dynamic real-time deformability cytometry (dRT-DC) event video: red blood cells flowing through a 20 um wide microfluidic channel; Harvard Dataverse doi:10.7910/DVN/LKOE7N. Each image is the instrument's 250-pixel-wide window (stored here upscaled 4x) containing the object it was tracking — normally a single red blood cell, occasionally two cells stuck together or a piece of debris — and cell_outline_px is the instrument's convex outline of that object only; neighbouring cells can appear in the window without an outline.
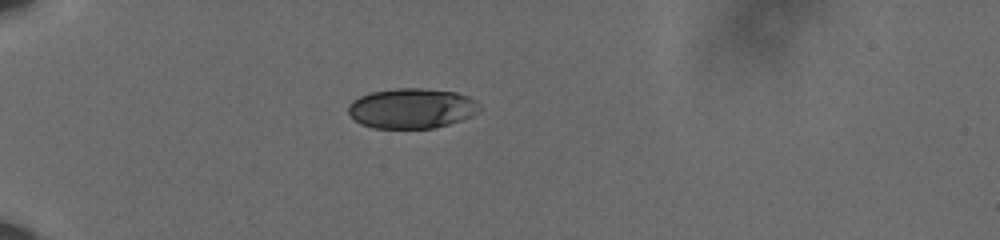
{"species": "human", "species_latin": "Homo sapiens", "temperature_condition": "cold", "stored_images_in_passage": 3, "camera_frame_rate_fps": 3000, "um_per_image_px": 0.085, "donor": {"sex": "male"}, "frame": {"image": 1, "passage_image": 1, "time_ms": 0.0, "image_size_px": [1000, 240], "cell_outline_px": [[480, 108], [472, 116], [448, 124], [432, 128], [372, 128], [360, 124], [348, 112], [348, 104], [352, 100], [360, 96], [372, 92], [396, 88], [424, 88], [456, 92], [468, 96], [476, 100]], "centroid_in_image_um": [34.98, 9.2], "position_along_channel_um": 50.0, "area_um2": 30.69}}
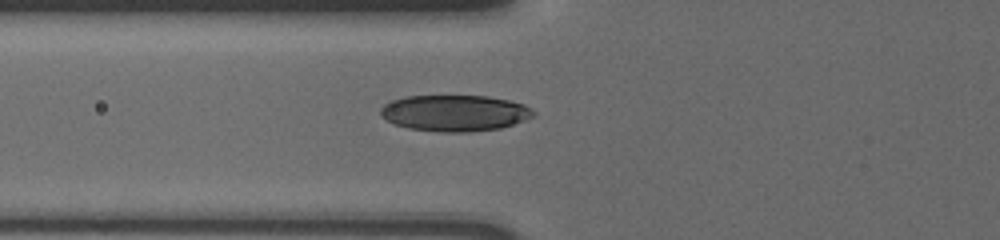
{"frame": {"image": 2, "passage_image": 3, "time_ms": 0.667, "image_size_px": [1000, 240], "cell_outline_px": [[536, 112], [532, 116], [524, 120], [500, 128], [472, 132], [440, 132], [408, 128], [396, 124], [388, 120], [380, 112], [380, 108], [384, 104], [392, 100], [404, 96], [488, 96], [508, 100], [524, 104]], "centroid_in_image_um": [38.65, 9.61], "position_along_channel_um": 87.1, "area_um2": 32.14}}